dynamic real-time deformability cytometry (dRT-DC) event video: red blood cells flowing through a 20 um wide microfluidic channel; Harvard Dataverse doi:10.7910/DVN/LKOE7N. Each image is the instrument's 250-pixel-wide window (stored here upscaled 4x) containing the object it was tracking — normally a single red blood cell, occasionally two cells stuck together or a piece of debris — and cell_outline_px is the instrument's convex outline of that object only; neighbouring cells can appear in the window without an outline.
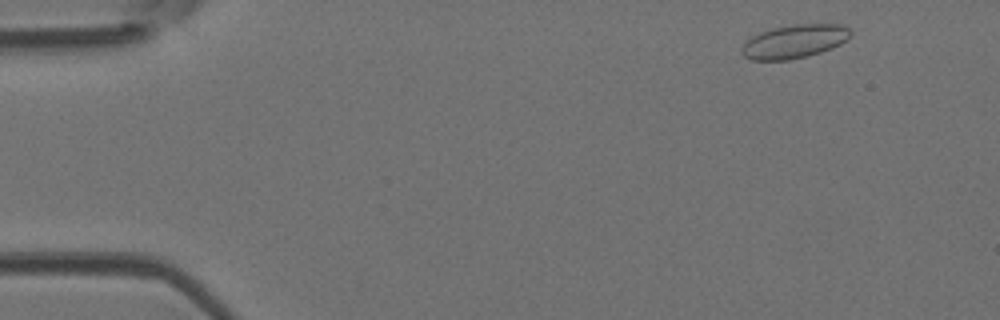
{"species": "Egyptian fruit bat (a non-hibernating species)", "species_latin": "Rousettus aegyptiacus", "temperature_condition": "room temperature", "stored_images_in_passage": 48, "camera_frame_rate_fps": 3000, "um_per_image_px": 0.085, "animal": {"sex": "female"}, "frame": {"image": 1, "passage_image": 3, "time_ms": 0.667, "image_size_px": [1000, 320], "cell_outline_px": [[852, 36], [848, 40], [832, 48], [808, 56], [788, 60], [752, 60], [744, 56], [740, 52], [740, 48], [752, 36], [760, 32], [772, 28], [792, 24], [840, 24], [848, 28], [852, 32]], "centroid_in_image_um": [67.54, 3.52], "position_along_channel_um": 17.5, "area_um2": 21.44}}
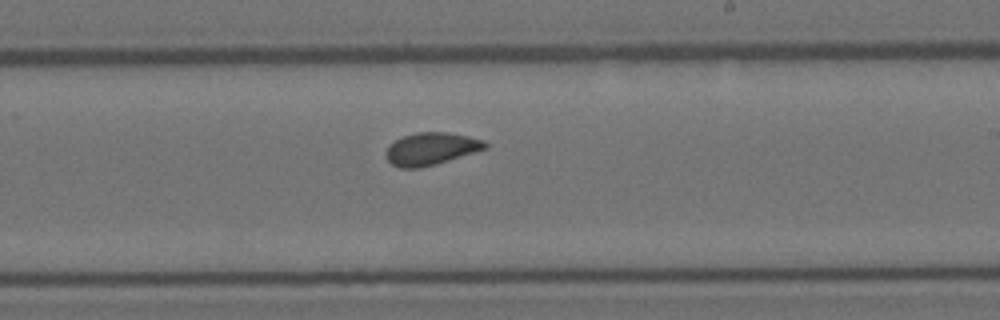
{"frame": {"image": 2, "passage_image": 28, "time_ms": 9.0, "image_size_px": [1000, 320], "cell_outline_px": [[488, 148], [448, 160], [420, 168], [400, 168], [392, 164], [388, 160], [384, 152], [388, 144], [404, 136], [416, 132], [448, 132], [468, 136], [484, 140], [488, 144]], "centroid_in_image_um": [36.62, 12.64], "position_along_channel_um": 252.4, "area_um2": 18.73}}
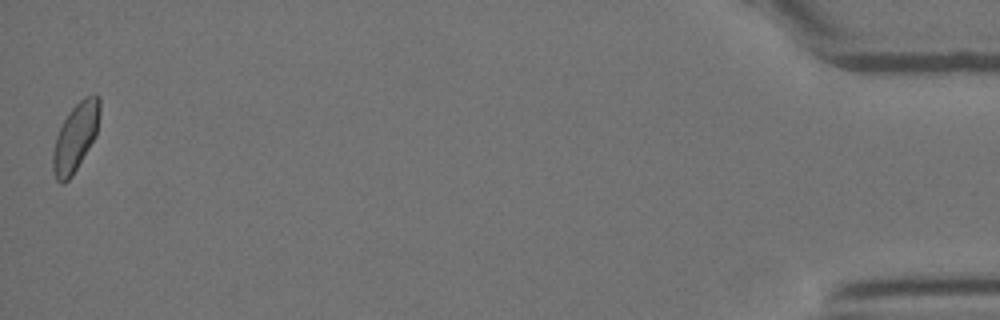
{"frame": {"image": 3, "passage_image": 48, "time_ms": 15.667, "image_size_px": [1000, 320], "cell_outline_px": [[100, 112], [96, 136], [72, 176], [64, 184], [60, 184], [56, 180], [52, 168], [52, 156], [56, 136], [68, 112], [84, 96], [96, 92], [100, 96]], "centroid_in_image_um": [6.43, 11.64], "position_along_channel_um": 428.8, "area_um2": 18.79}, "authors_computed_cell_mechanics": {"area_um2": 18.7272, "velocity_mm_per_s": 4.041, "shape_relaxation_time_tau1_ms": 6.3446, "shape_relaxation_time_tau2_ms": 0.8113, "deformation_change_tau1": 0.0929, "deformation_change_tau2": 0.0497}}